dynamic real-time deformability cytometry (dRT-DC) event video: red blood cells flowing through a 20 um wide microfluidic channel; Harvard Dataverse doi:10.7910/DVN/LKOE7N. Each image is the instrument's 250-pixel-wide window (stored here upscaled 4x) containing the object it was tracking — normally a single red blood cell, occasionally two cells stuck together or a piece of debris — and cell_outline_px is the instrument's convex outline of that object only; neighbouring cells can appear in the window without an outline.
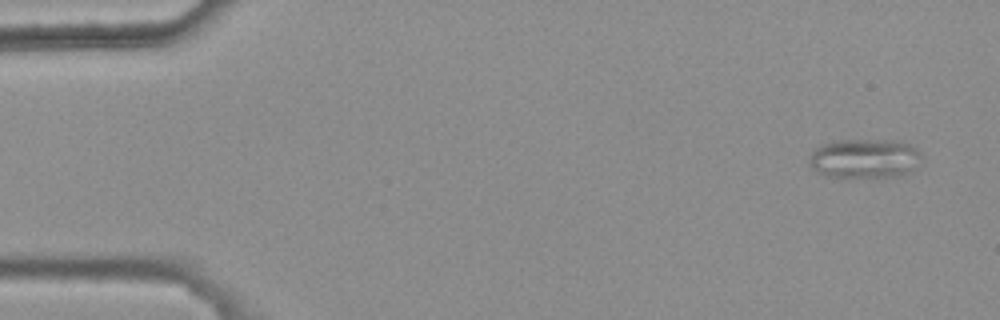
{"species": "common noctule bat (a hibernating species)", "species_latin": "Nyctalus noctula", "temperature_condition": "warm", "stored_images_in_passage": 5, "camera_frame_rate_fps": 3000, "um_per_image_px": 0.085, "animal": {"sex": "female", "body_mass_g": 25.1}, "frame": {"image": 1, "passage_image": 1, "time_ms": 0.0, "image_size_px": [1000, 320], "cell_outline_px": [[920, 156], [900, 176], [828, 176], [816, 172], [808, 164], [808, 156], [820, 144], [840, 140], [900, 140], [916, 148], [920, 152]], "centroid_in_image_um": [73.37, 13.43], "position_along_channel_um": 11.6, "area_um2": 25.14}}